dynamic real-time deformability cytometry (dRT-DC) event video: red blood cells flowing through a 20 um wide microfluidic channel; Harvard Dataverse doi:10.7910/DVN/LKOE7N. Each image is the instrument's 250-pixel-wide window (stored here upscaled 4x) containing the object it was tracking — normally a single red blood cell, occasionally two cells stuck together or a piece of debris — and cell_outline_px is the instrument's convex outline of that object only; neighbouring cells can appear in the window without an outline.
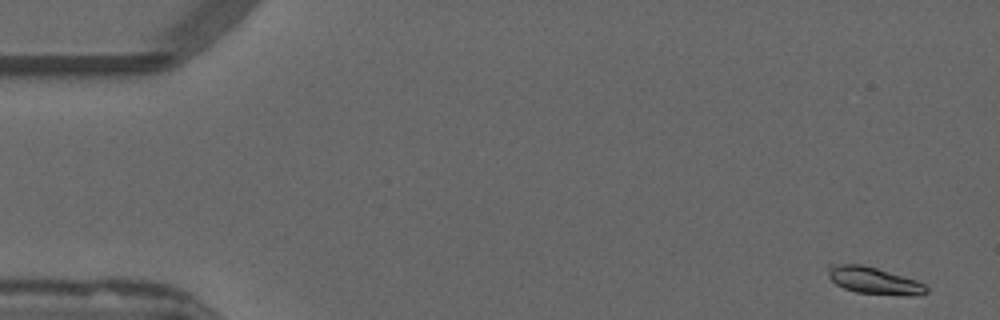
{"species": "common noctule bat (a hibernating species)", "species_latin": "Nyctalus noctula", "temperature_condition": "warm", "stored_images_in_passage": 51, "camera_frame_rate_fps": 3000, "um_per_image_px": 0.085, "animal": {"sex": "male", "forearm_length_mm": 52.5}, "frame": {"image": 1, "passage_image": 2, "time_ms": 0.333, "image_size_px": [1000, 320], "cell_outline_px": [[928, 292], [912, 296], [908, 296], [856, 292], [844, 288], [836, 284], [828, 276], [828, 264], [860, 264], [876, 268], [916, 280], [924, 284], [928, 288]], "centroid_in_image_um": [74.28, 23.85], "position_along_channel_um": 10.7, "area_um2": 15.32}}
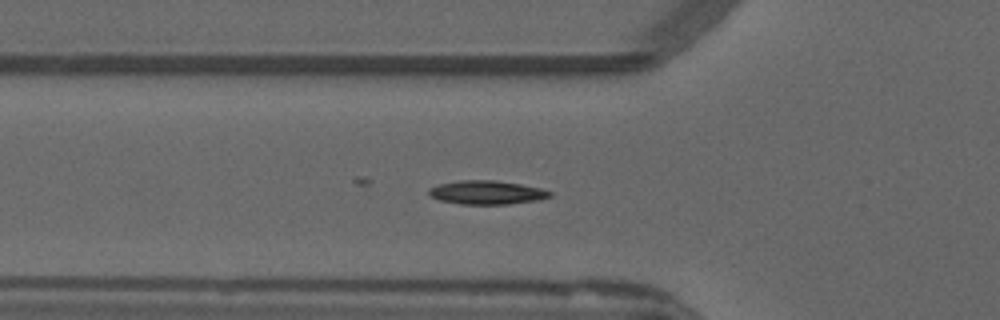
{"frame": {"image": 2, "passage_image": 18, "time_ms": 5.667, "image_size_px": [1000, 320], "cell_outline_px": [[552, 196], [536, 200], [508, 204], [460, 204], [440, 200], [428, 196], [428, 188], [440, 184], [460, 180], [496, 180], [520, 184], [540, 188], [552, 192]], "centroid_in_image_um": [41.34, 16.36], "position_along_channel_um": 84.5, "area_um2": 16.7}}
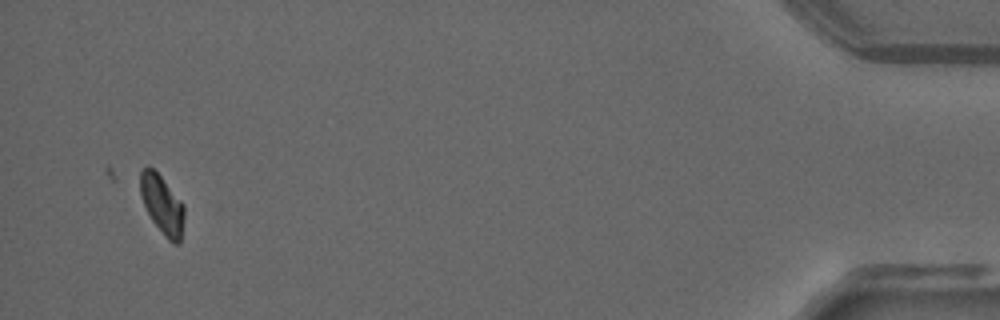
{"frame": {"image": 3, "passage_image": 51, "time_ms": 16.667, "image_size_px": [1000, 320], "cell_outline_px": [[184, 216], [180, 244], [176, 244], [168, 240], [164, 236], [152, 220], [144, 204], [140, 192], [140, 172], [148, 164], [160, 176], [184, 204]], "centroid_in_image_um": [13.79, 17.4], "position_along_channel_um": 421.4, "area_um2": 14.91}, "authors_computed_cell_mechanics": {"area_um2": 15.4326, "velocity_mm_per_s": 3.8247, "shape_relaxation_time_tau1_ms": 5.0755, "shape_relaxation_time_tau2_ms": null, "deformation_change_tau1": 0.1886, "deformation_change_tau2": null}}